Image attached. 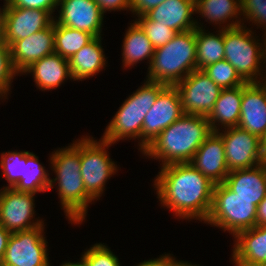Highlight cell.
<instances>
[{
	"label": "cell",
	"instance_id": "cell-21",
	"mask_svg": "<svg viewBox=\"0 0 266 266\" xmlns=\"http://www.w3.org/2000/svg\"><path fill=\"white\" fill-rule=\"evenodd\" d=\"M237 196L258 204L266 196V161L248 169L230 171L223 182Z\"/></svg>",
	"mask_w": 266,
	"mask_h": 266
},
{
	"label": "cell",
	"instance_id": "cell-5",
	"mask_svg": "<svg viewBox=\"0 0 266 266\" xmlns=\"http://www.w3.org/2000/svg\"><path fill=\"white\" fill-rule=\"evenodd\" d=\"M167 85L145 80V83L133 92L119 107L107 125L102 140L115 144L119 140L140 139L141 151L142 124L147 112L154 105L158 94Z\"/></svg>",
	"mask_w": 266,
	"mask_h": 266
},
{
	"label": "cell",
	"instance_id": "cell-15",
	"mask_svg": "<svg viewBox=\"0 0 266 266\" xmlns=\"http://www.w3.org/2000/svg\"><path fill=\"white\" fill-rule=\"evenodd\" d=\"M59 17L54 21L100 37L104 14L94 0H59Z\"/></svg>",
	"mask_w": 266,
	"mask_h": 266
},
{
	"label": "cell",
	"instance_id": "cell-12",
	"mask_svg": "<svg viewBox=\"0 0 266 266\" xmlns=\"http://www.w3.org/2000/svg\"><path fill=\"white\" fill-rule=\"evenodd\" d=\"M184 115L175 86H166L147 112L141 131V153L169 125Z\"/></svg>",
	"mask_w": 266,
	"mask_h": 266
},
{
	"label": "cell",
	"instance_id": "cell-7",
	"mask_svg": "<svg viewBox=\"0 0 266 266\" xmlns=\"http://www.w3.org/2000/svg\"><path fill=\"white\" fill-rule=\"evenodd\" d=\"M257 206L254 200L237 196L224 183L216 184L207 224L228 231L233 237L256 226Z\"/></svg>",
	"mask_w": 266,
	"mask_h": 266
},
{
	"label": "cell",
	"instance_id": "cell-27",
	"mask_svg": "<svg viewBox=\"0 0 266 266\" xmlns=\"http://www.w3.org/2000/svg\"><path fill=\"white\" fill-rule=\"evenodd\" d=\"M196 28V60L197 69L203 70L210 64L224 60V29L218 30V34L206 33L202 24Z\"/></svg>",
	"mask_w": 266,
	"mask_h": 266
},
{
	"label": "cell",
	"instance_id": "cell-45",
	"mask_svg": "<svg viewBox=\"0 0 266 266\" xmlns=\"http://www.w3.org/2000/svg\"><path fill=\"white\" fill-rule=\"evenodd\" d=\"M61 266H86L85 263L80 259L79 262H66V263H63Z\"/></svg>",
	"mask_w": 266,
	"mask_h": 266
},
{
	"label": "cell",
	"instance_id": "cell-32",
	"mask_svg": "<svg viewBox=\"0 0 266 266\" xmlns=\"http://www.w3.org/2000/svg\"><path fill=\"white\" fill-rule=\"evenodd\" d=\"M135 22L142 28L154 48L164 46L174 38L177 32L165 25L155 24L145 14L137 16Z\"/></svg>",
	"mask_w": 266,
	"mask_h": 266
},
{
	"label": "cell",
	"instance_id": "cell-14",
	"mask_svg": "<svg viewBox=\"0 0 266 266\" xmlns=\"http://www.w3.org/2000/svg\"><path fill=\"white\" fill-rule=\"evenodd\" d=\"M5 3L4 42L10 47L15 41L24 39L37 31L48 28L54 21L48 11L13 7Z\"/></svg>",
	"mask_w": 266,
	"mask_h": 266
},
{
	"label": "cell",
	"instance_id": "cell-13",
	"mask_svg": "<svg viewBox=\"0 0 266 266\" xmlns=\"http://www.w3.org/2000/svg\"><path fill=\"white\" fill-rule=\"evenodd\" d=\"M224 142V151L228 170L248 169L265 162L260 138L240 127L218 131Z\"/></svg>",
	"mask_w": 266,
	"mask_h": 266
},
{
	"label": "cell",
	"instance_id": "cell-17",
	"mask_svg": "<svg viewBox=\"0 0 266 266\" xmlns=\"http://www.w3.org/2000/svg\"><path fill=\"white\" fill-rule=\"evenodd\" d=\"M190 164L215 185L223 183L229 170L222 136L212 131L197 149Z\"/></svg>",
	"mask_w": 266,
	"mask_h": 266
},
{
	"label": "cell",
	"instance_id": "cell-25",
	"mask_svg": "<svg viewBox=\"0 0 266 266\" xmlns=\"http://www.w3.org/2000/svg\"><path fill=\"white\" fill-rule=\"evenodd\" d=\"M195 10V13H200L199 15H202L206 21L209 20L210 23L213 22L212 24H219V27L222 29L233 28L244 24H241L240 0H195ZM228 19L232 21L228 23ZM224 23L227 24L224 25Z\"/></svg>",
	"mask_w": 266,
	"mask_h": 266
},
{
	"label": "cell",
	"instance_id": "cell-33",
	"mask_svg": "<svg viewBox=\"0 0 266 266\" xmlns=\"http://www.w3.org/2000/svg\"><path fill=\"white\" fill-rule=\"evenodd\" d=\"M86 266H120L118 257L104 243L92 245L81 257Z\"/></svg>",
	"mask_w": 266,
	"mask_h": 266
},
{
	"label": "cell",
	"instance_id": "cell-9",
	"mask_svg": "<svg viewBox=\"0 0 266 266\" xmlns=\"http://www.w3.org/2000/svg\"><path fill=\"white\" fill-rule=\"evenodd\" d=\"M44 225L10 235L1 266H50Z\"/></svg>",
	"mask_w": 266,
	"mask_h": 266
},
{
	"label": "cell",
	"instance_id": "cell-43",
	"mask_svg": "<svg viewBox=\"0 0 266 266\" xmlns=\"http://www.w3.org/2000/svg\"><path fill=\"white\" fill-rule=\"evenodd\" d=\"M260 147H261L263 158L266 161V132L260 137Z\"/></svg>",
	"mask_w": 266,
	"mask_h": 266
},
{
	"label": "cell",
	"instance_id": "cell-42",
	"mask_svg": "<svg viewBox=\"0 0 266 266\" xmlns=\"http://www.w3.org/2000/svg\"><path fill=\"white\" fill-rule=\"evenodd\" d=\"M5 34V4L0 8V42H4Z\"/></svg>",
	"mask_w": 266,
	"mask_h": 266
},
{
	"label": "cell",
	"instance_id": "cell-31",
	"mask_svg": "<svg viewBox=\"0 0 266 266\" xmlns=\"http://www.w3.org/2000/svg\"><path fill=\"white\" fill-rule=\"evenodd\" d=\"M28 151H9L1 154L0 166L3 178L8 182L9 188H14L23 176V162H27Z\"/></svg>",
	"mask_w": 266,
	"mask_h": 266
},
{
	"label": "cell",
	"instance_id": "cell-30",
	"mask_svg": "<svg viewBox=\"0 0 266 266\" xmlns=\"http://www.w3.org/2000/svg\"><path fill=\"white\" fill-rule=\"evenodd\" d=\"M203 71L221 89L234 88L246 83L227 60L210 64Z\"/></svg>",
	"mask_w": 266,
	"mask_h": 266
},
{
	"label": "cell",
	"instance_id": "cell-8",
	"mask_svg": "<svg viewBox=\"0 0 266 266\" xmlns=\"http://www.w3.org/2000/svg\"><path fill=\"white\" fill-rule=\"evenodd\" d=\"M84 136L80 139L81 176L86 192L98 200L104 192L107 179L116 173L117 165L107 150L112 144L104 140H93Z\"/></svg>",
	"mask_w": 266,
	"mask_h": 266
},
{
	"label": "cell",
	"instance_id": "cell-36",
	"mask_svg": "<svg viewBox=\"0 0 266 266\" xmlns=\"http://www.w3.org/2000/svg\"><path fill=\"white\" fill-rule=\"evenodd\" d=\"M58 1L59 0H8L7 2L13 7L41 9L53 15L54 9L58 8Z\"/></svg>",
	"mask_w": 266,
	"mask_h": 266
},
{
	"label": "cell",
	"instance_id": "cell-35",
	"mask_svg": "<svg viewBox=\"0 0 266 266\" xmlns=\"http://www.w3.org/2000/svg\"><path fill=\"white\" fill-rule=\"evenodd\" d=\"M242 20H250L263 27L266 35V0H240ZM259 24V25H258Z\"/></svg>",
	"mask_w": 266,
	"mask_h": 266
},
{
	"label": "cell",
	"instance_id": "cell-28",
	"mask_svg": "<svg viewBox=\"0 0 266 266\" xmlns=\"http://www.w3.org/2000/svg\"><path fill=\"white\" fill-rule=\"evenodd\" d=\"M48 170L39 162L33 152H27V162H23V176L14 187L18 191L38 193L50 190V177Z\"/></svg>",
	"mask_w": 266,
	"mask_h": 266
},
{
	"label": "cell",
	"instance_id": "cell-11",
	"mask_svg": "<svg viewBox=\"0 0 266 266\" xmlns=\"http://www.w3.org/2000/svg\"><path fill=\"white\" fill-rule=\"evenodd\" d=\"M34 195L15 188L0 189V224L7 231L14 233L44 225L43 220H32L35 215Z\"/></svg>",
	"mask_w": 266,
	"mask_h": 266
},
{
	"label": "cell",
	"instance_id": "cell-40",
	"mask_svg": "<svg viewBox=\"0 0 266 266\" xmlns=\"http://www.w3.org/2000/svg\"><path fill=\"white\" fill-rule=\"evenodd\" d=\"M12 233L10 231H7L1 224H0V265L3 261L8 240Z\"/></svg>",
	"mask_w": 266,
	"mask_h": 266
},
{
	"label": "cell",
	"instance_id": "cell-26",
	"mask_svg": "<svg viewBox=\"0 0 266 266\" xmlns=\"http://www.w3.org/2000/svg\"><path fill=\"white\" fill-rule=\"evenodd\" d=\"M130 24L122 45L123 67H131L144 59H150L148 62L150 65L155 48L135 21Z\"/></svg>",
	"mask_w": 266,
	"mask_h": 266
},
{
	"label": "cell",
	"instance_id": "cell-2",
	"mask_svg": "<svg viewBox=\"0 0 266 266\" xmlns=\"http://www.w3.org/2000/svg\"><path fill=\"white\" fill-rule=\"evenodd\" d=\"M211 133L207 116L184 114L164 129L142 154L159 159L162 167L190 163L197 149Z\"/></svg>",
	"mask_w": 266,
	"mask_h": 266
},
{
	"label": "cell",
	"instance_id": "cell-46",
	"mask_svg": "<svg viewBox=\"0 0 266 266\" xmlns=\"http://www.w3.org/2000/svg\"><path fill=\"white\" fill-rule=\"evenodd\" d=\"M175 266H197V265H192L191 263L184 262V261H176Z\"/></svg>",
	"mask_w": 266,
	"mask_h": 266
},
{
	"label": "cell",
	"instance_id": "cell-6",
	"mask_svg": "<svg viewBox=\"0 0 266 266\" xmlns=\"http://www.w3.org/2000/svg\"><path fill=\"white\" fill-rule=\"evenodd\" d=\"M245 28L243 24L224 29V60L236 69L245 82L260 83L263 77L261 72L264 68L262 65L264 45L258 42L260 40L255 38L256 35H253L252 30Z\"/></svg>",
	"mask_w": 266,
	"mask_h": 266
},
{
	"label": "cell",
	"instance_id": "cell-3",
	"mask_svg": "<svg viewBox=\"0 0 266 266\" xmlns=\"http://www.w3.org/2000/svg\"><path fill=\"white\" fill-rule=\"evenodd\" d=\"M56 177L50 179L49 189L58 183V197L70 223L85 220L87 207L94 199L86 192L81 176L80 139L66 148H59L50 156Z\"/></svg>",
	"mask_w": 266,
	"mask_h": 266
},
{
	"label": "cell",
	"instance_id": "cell-23",
	"mask_svg": "<svg viewBox=\"0 0 266 266\" xmlns=\"http://www.w3.org/2000/svg\"><path fill=\"white\" fill-rule=\"evenodd\" d=\"M242 95L243 85L221 90L213 110L207 116L213 132L221 130L220 124L224 129L238 126Z\"/></svg>",
	"mask_w": 266,
	"mask_h": 266
},
{
	"label": "cell",
	"instance_id": "cell-1",
	"mask_svg": "<svg viewBox=\"0 0 266 266\" xmlns=\"http://www.w3.org/2000/svg\"><path fill=\"white\" fill-rule=\"evenodd\" d=\"M153 185L162 206L173 211L175 217L205 223L211 211L215 184L190 163L161 167Z\"/></svg>",
	"mask_w": 266,
	"mask_h": 266
},
{
	"label": "cell",
	"instance_id": "cell-20",
	"mask_svg": "<svg viewBox=\"0 0 266 266\" xmlns=\"http://www.w3.org/2000/svg\"><path fill=\"white\" fill-rule=\"evenodd\" d=\"M234 238L235 266H266V225L243 230Z\"/></svg>",
	"mask_w": 266,
	"mask_h": 266
},
{
	"label": "cell",
	"instance_id": "cell-44",
	"mask_svg": "<svg viewBox=\"0 0 266 266\" xmlns=\"http://www.w3.org/2000/svg\"><path fill=\"white\" fill-rule=\"evenodd\" d=\"M263 44H264V61H263V64L264 63H266V35H265V37H264V41H263ZM265 68H266V66L265 65H263ZM264 73H266V71L264 72ZM265 76H266V74H265ZM262 77V80H261V83H263L264 85H266V77Z\"/></svg>",
	"mask_w": 266,
	"mask_h": 266
},
{
	"label": "cell",
	"instance_id": "cell-37",
	"mask_svg": "<svg viewBox=\"0 0 266 266\" xmlns=\"http://www.w3.org/2000/svg\"><path fill=\"white\" fill-rule=\"evenodd\" d=\"M99 6L100 11L105 14L106 11L112 10H131V0H94Z\"/></svg>",
	"mask_w": 266,
	"mask_h": 266
},
{
	"label": "cell",
	"instance_id": "cell-41",
	"mask_svg": "<svg viewBox=\"0 0 266 266\" xmlns=\"http://www.w3.org/2000/svg\"><path fill=\"white\" fill-rule=\"evenodd\" d=\"M266 225V196L257 206L256 226Z\"/></svg>",
	"mask_w": 266,
	"mask_h": 266
},
{
	"label": "cell",
	"instance_id": "cell-10",
	"mask_svg": "<svg viewBox=\"0 0 266 266\" xmlns=\"http://www.w3.org/2000/svg\"><path fill=\"white\" fill-rule=\"evenodd\" d=\"M184 114L208 116L213 110L221 88L203 70H194L174 85Z\"/></svg>",
	"mask_w": 266,
	"mask_h": 266
},
{
	"label": "cell",
	"instance_id": "cell-38",
	"mask_svg": "<svg viewBox=\"0 0 266 266\" xmlns=\"http://www.w3.org/2000/svg\"><path fill=\"white\" fill-rule=\"evenodd\" d=\"M166 0H131V10L135 16L144 15L150 9L160 5Z\"/></svg>",
	"mask_w": 266,
	"mask_h": 266
},
{
	"label": "cell",
	"instance_id": "cell-19",
	"mask_svg": "<svg viewBox=\"0 0 266 266\" xmlns=\"http://www.w3.org/2000/svg\"><path fill=\"white\" fill-rule=\"evenodd\" d=\"M195 12V0H166L145 15L155 24L165 25L178 33L200 28L199 22L192 18Z\"/></svg>",
	"mask_w": 266,
	"mask_h": 266
},
{
	"label": "cell",
	"instance_id": "cell-22",
	"mask_svg": "<svg viewBox=\"0 0 266 266\" xmlns=\"http://www.w3.org/2000/svg\"><path fill=\"white\" fill-rule=\"evenodd\" d=\"M24 73L33 74L35 85L42 91L56 89L65 79H73L68 59L55 52L33 62Z\"/></svg>",
	"mask_w": 266,
	"mask_h": 266
},
{
	"label": "cell",
	"instance_id": "cell-4",
	"mask_svg": "<svg viewBox=\"0 0 266 266\" xmlns=\"http://www.w3.org/2000/svg\"><path fill=\"white\" fill-rule=\"evenodd\" d=\"M196 29L178 32L172 40L155 49L147 79L174 86L197 69Z\"/></svg>",
	"mask_w": 266,
	"mask_h": 266
},
{
	"label": "cell",
	"instance_id": "cell-16",
	"mask_svg": "<svg viewBox=\"0 0 266 266\" xmlns=\"http://www.w3.org/2000/svg\"><path fill=\"white\" fill-rule=\"evenodd\" d=\"M54 52V21L48 28L17 40L10 46L11 63L18 74H22L33 62Z\"/></svg>",
	"mask_w": 266,
	"mask_h": 266
},
{
	"label": "cell",
	"instance_id": "cell-34",
	"mask_svg": "<svg viewBox=\"0 0 266 266\" xmlns=\"http://www.w3.org/2000/svg\"><path fill=\"white\" fill-rule=\"evenodd\" d=\"M18 73L11 63L10 47L5 42H0V98L9 94L12 79Z\"/></svg>",
	"mask_w": 266,
	"mask_h": 266
},
{
	"label": "cell",
	"instance_id": "cell-29",
	"mask_svg": "<svg viewBox=\"0 0 266 266\" xmlns=\"http://www.w3.org/2000/svg\"><path fill=\"white\" fill-rule=\"evenodd\" d=\"M54 38L55 53L69 60L95 37L88 32L65 27L54 21Z\"/></svg>",
	"mask_w": 266,
	"mask_h": 266
},
{
	"label": "cell",
	"instance_id": "cell-24",
	"mask_svg": "<svg viewBox=\"0 0 266 266\" xmlns=\"http://www.w3.org/2000/svg\"><path fill=\"white\" fill-rule=\"evenodd\" d=\"M101 39V36L95 37L68 60L74 81L87 79L105 68L106 58Z\"/></svg>",
	"mask_w": 266,
	"mask_h": 266
},
{
	"label": "cell",
	"instance_id": "cell-39",
	"mask_svg": "<svg viewBox=\"0 0 266 266\" xmlns=\"http://www.w3.org/2000/svg\"><path fill=\"white\" fill-rule=\"evenodd\" d=\"M171 254L161 255L157 259H150L139 263L137 266H175L176 259Z\"/></svg>",
	"mask_w": 266,
	"mask_h": 266
},
{
	"label": "cell",
	"instance_id": "cell-18",
	"mask_svg": "<svg viewBox=\"0 0 266 266\" xmlns=\"http://www.w3.org/2000/svg\"><path fill=\"white\" fill-rule=\"evenodd\" d=\"M238 127L259 138L266 132V85L245 83Z\"/></svg>",
	"mask_w": 266,
	"mask_h": 266
}]
</instances>
